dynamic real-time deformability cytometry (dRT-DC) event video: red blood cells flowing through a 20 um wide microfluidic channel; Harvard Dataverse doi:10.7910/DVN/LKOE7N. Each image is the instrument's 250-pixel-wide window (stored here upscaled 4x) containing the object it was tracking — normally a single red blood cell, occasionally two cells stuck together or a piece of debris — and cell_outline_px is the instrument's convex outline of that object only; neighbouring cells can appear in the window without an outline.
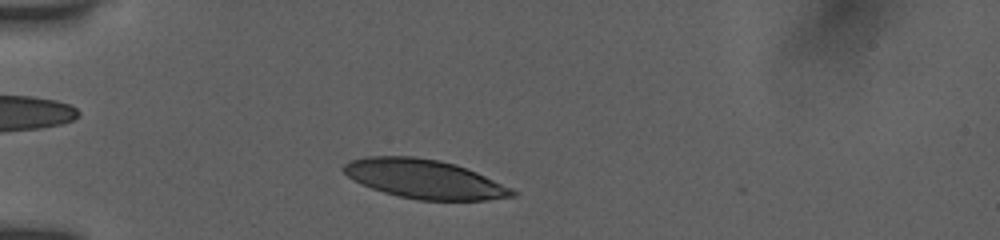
{"species": "human", "species_latin": "Homo sapiens", "temperature_condition": "room temperature", "stored_images_in_passage": 13, "camera_frame_rate_fps": 3000, "um_per_image_px": 0.085, "donor": {"sex": "female"}, "frame": {"image": 1, "passage_image": 4, "time_ms": 1.0, "image_size_px": [1000, 240], "cell_outline_px": [[516, 196], [484, 200], [420, 200], [400, 196], [384, 192], [360, 184], [352, 180], [340, 168], [344, 164], [352, 160], [364, 156], [412, 156], [440, 160], [456, 164], [476, 172], [512, 188], [516, 192]], "centroid_in_image_um": [36.04, 15.2], "position_along_channel_um": 49.0, "area_um2": 38.26}}
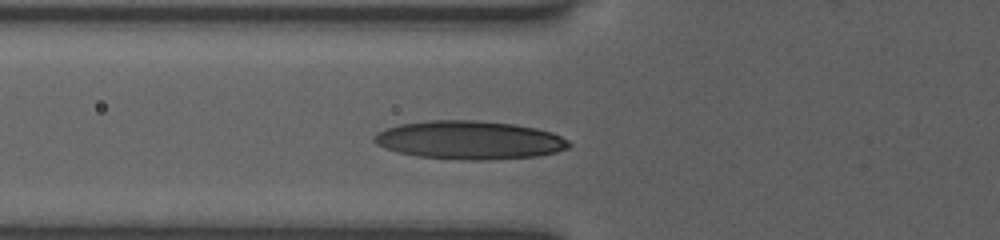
{"frame": {"image": 2, "passage_image": 9, "time_ms": 2.667, "image_size_px": [1000, 240], "cell_outline_px": [[572, 144], [568, 148], [556, 152], [536, 156], [484, 160], [464, 160], [416, 156], [396, 152], [384, 148], [376, 144], [372, 140], [376, 132], [400, 124], [432, 120], [480, 120], [516, 124], [536, 128], [552, 132], [568, 140]], "centroid_in_image_um": [39.89, 11.9], "position_along_channel_um": 85.9, "area_um2": 43.81}}
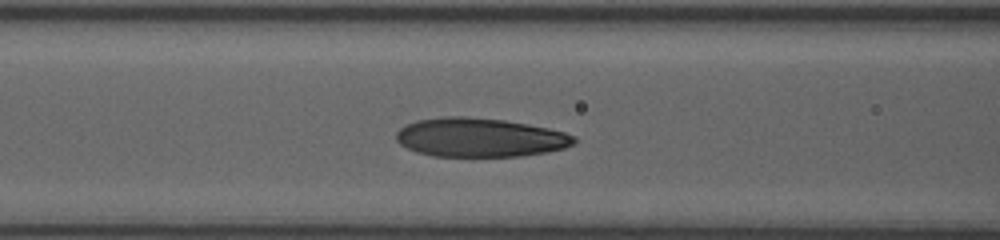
{"frame": {"image": 3, "passage_image": 12, "time_ms": 3.667, "image_size_px": [1000, 240], "cell_outline_px": [[576, 144], [564, 148], [548, 152], [520, 156], [432, 156], [416, 152], [400, 144], [396, 140], [396, 132], [400, 128], [416, 120], [444, 116], [464, 116], [504, 120], [528, 124], [548, 128], [564, 132], [576, 136]], "centroid_in_image_um": [40.8, 11.68], "position_along_channel_um": 125.8, "area_um2": 40.52}}